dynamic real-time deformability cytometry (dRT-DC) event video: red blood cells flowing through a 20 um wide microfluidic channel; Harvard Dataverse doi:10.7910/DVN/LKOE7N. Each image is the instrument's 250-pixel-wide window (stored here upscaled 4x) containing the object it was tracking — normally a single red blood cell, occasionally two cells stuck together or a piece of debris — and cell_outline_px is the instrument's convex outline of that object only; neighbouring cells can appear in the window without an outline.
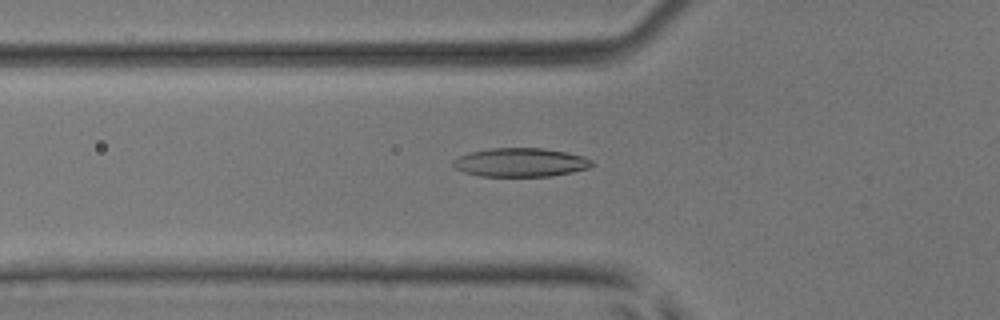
{"species": "common noctule bat (a hibernating species)", "species_latin": "Nyctalus noctula", "temperature_condition": "room temperature", "stored_images_in_passage": 34, "camera_frame_rate_fps": 3000, "um_per_image_px": 0.085, "animal": {"sex": "male", "body_mass_g": 17.9, "forearm_length_mm": 54.2}, "frame": {"image": 1, "passage_image": 8, "time_ms": 2.333, "image_size_px": [1000, 320], "cell_outline_px": [[596, 164], [588, 168], [572, 172], [548, 176], [480, 176], [464, 172], [456, 168], [452, 164], [452, 160], [460, 156], [472, 152], [492, 148], [544, 148], [584, 156], [592, 160]], "centroid_in_image_um": [44.27, 13.8], "position_along_channel_um": 81.5, "area_um2": 23.12}}
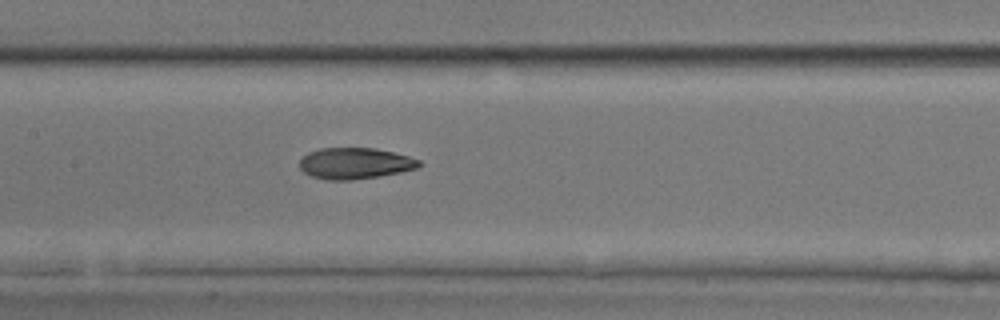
{"frame": {"image": 2, "passage_image": 15, "time_ms": 4.667, "image_size_px": [1000, 320], "cell_outline_px": [[420, 164], [416, 168], [400, 172], [352, 180], [328, 180], [312, 176], [304, 172], [300, 168], [300, 160], [308, 152], [320, 148], [376, 148], [408, 156], [420, 160]], "centroid_in_image_um": [30.14, 13.88], "position_along_channel_um": 177.3, "area_um2": 21.5}}
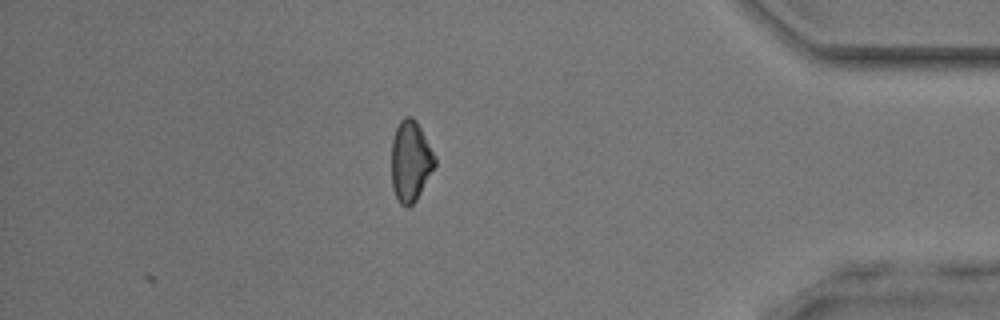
{"frame": {"image": 3, "passage_image": 34, "time_ms": 11.0, "image_size_px": [1000, 320], "cell_outline_px": [[436, 164], [416, 200], [408, 208], [404, 208], [400, 204], [392, 188], [392, 140], [396, 128], [400, 120], [404, 116], [412, 116], [416, 120], [436, 156]], "centroid_in_image_um": [34.89, 13.69], "position_along_channel_um": 400.3, "area_um2": 20.46}, "authors_computed_cell_mechanics": {"area_um2": 21.7617, "velocity_mm_per_s": 4.0838, "shape_relaxation_time_tau1_ms": 6.9615, "shape_relaxation_time_tau2_ms": 2.7734, "deformation_change_tau1": 0.2007, "deformation_change_tau2": 0.0839}}